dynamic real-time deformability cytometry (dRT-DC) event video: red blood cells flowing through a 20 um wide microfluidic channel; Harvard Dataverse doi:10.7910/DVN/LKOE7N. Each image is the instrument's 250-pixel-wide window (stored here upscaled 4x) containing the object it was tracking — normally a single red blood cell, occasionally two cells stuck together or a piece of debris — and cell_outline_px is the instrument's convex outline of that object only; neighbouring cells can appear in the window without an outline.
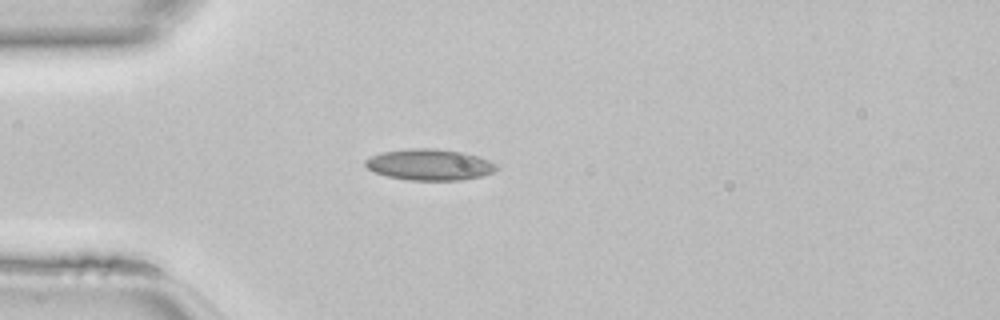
{"species": "common noctule bat (a hibernating species)", "species_latin": "Nyctalus noctula", "temperature_condition": "room temperature", "stored_images_in_passage": 34, "camera_frame_rate_fps": 3000, "um_per_image_px": 0.085, "animal": {"sex": "female", "body_mass_g": 22.7, "forearm_length_mm": 54.2}, "frame": {"image": 1, "passage_image": 1, "time_ms": 0.0, "image_size_px": [1000, 320], "cell_outline_px": [[500, 168], [492, 172], [480, 176], [460, 180], [408, 180], [388, 176], [376, 172], [368, 168], [364, 164], [364, 160], [380, 152], [408, 148], [432, 148], [464, 152], [480, 156], [496, 164]], "centroid_in_image_um": [36.52, 13.98], "position_along_channel_um": 48.5, "area_um2": 23.87}}
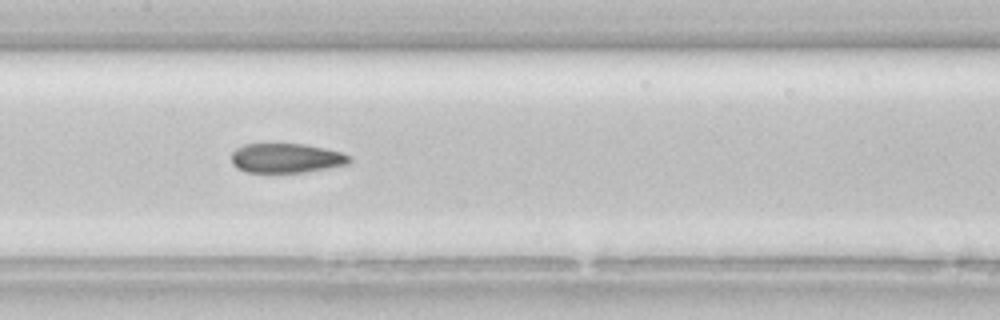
{"frame": {"image": 2, "passage_image": 11, "time_ms": 3.333, "image_size_px": [1000, 320], "cell_outline_px": [[352, 160], [348, 164], [328, 168], [304, 172], [244, 172], [236, 168], [232, 164], [232, 152], [236, 148], [244, 144], [304, 144], [324, 148], [340, 152], [352, 156]], "centroid_in_image_um": [24.33, 13.44], "position_along_channel_um": 183.1, "area_um2": 20.35}}
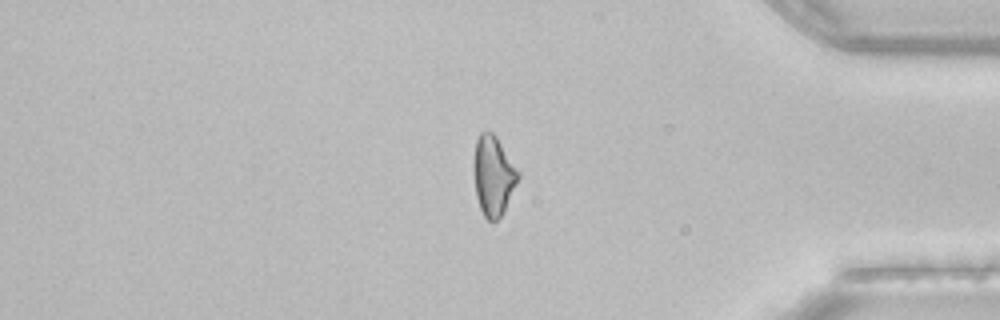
{"frame": {"image": 3, "passage_image": 27, "time_ms": 8.667, "image_size_px": [1000, 320], "cell_outline_px": [[520, 176], [500, 216], [492, 224], [484, 216], [480, 208], [476, 196], [472, 172], [472, 164], [476, 140], [480, 132], [492, 132], [496, 136], [520, 172]], "centroid_in_image_um": [41.89, 14.91], "position_along_channel_um": 393.3, "area_um2": 20.69}}